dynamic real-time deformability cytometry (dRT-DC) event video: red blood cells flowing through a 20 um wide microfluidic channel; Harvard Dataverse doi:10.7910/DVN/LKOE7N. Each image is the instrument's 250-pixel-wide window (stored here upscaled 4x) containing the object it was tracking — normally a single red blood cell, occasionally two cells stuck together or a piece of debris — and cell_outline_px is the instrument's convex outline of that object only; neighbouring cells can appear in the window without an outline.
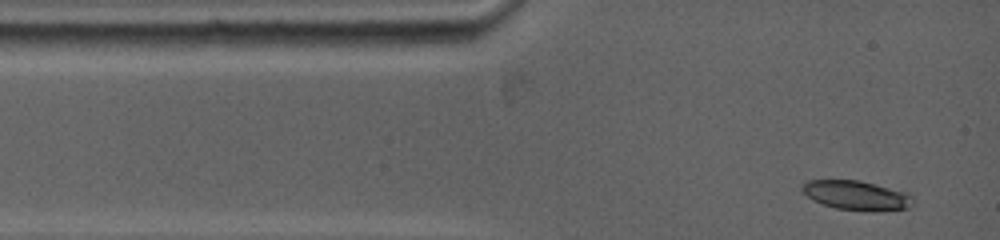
{"species": "common noctule bat (a hibernating species)", "species_latin": "Nyctalus noctula", "temperature_condition": "warm", "stored_images_in_passage": 19, "camera_frame_rate_fps": 5000, "um_per_image_px": 0.085, "animal": {"sex": "female", "body_mass_g": 19.0, "forearm_length_mm": 53.3}, "frame": {"image": 1, "passage_image": 1, "time_ms": 0.0, "image_size_px": [1000, 240], "cell_outline_px": [[912, 204], [908, 208], [876, 212], [872, 212], [836, 208], [812, 200], [800, 188], [800, 184], [808, 180], [860, 180], [908, 192], [912, 196]], "centroid_in_image_um": [72.81, 16.6], "position_along_channel_um": 12.2, "area_um2": 19.19}}
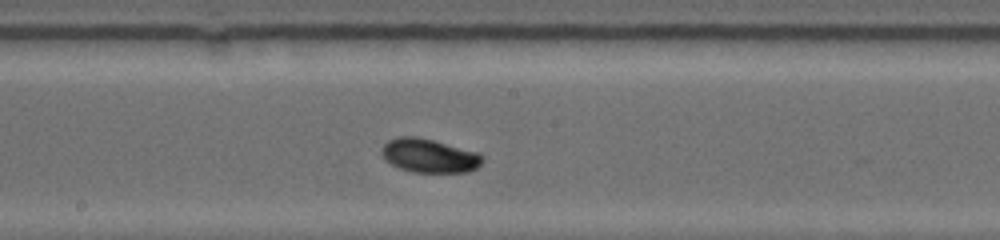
{"frame": {"image": 2, "passage_image": 11, "time_ms": 6.0, "image_size_px": [1000, 240], "cell_outline_px": [[484, 160], [476, 168], [468, 172], [412, 172], [396, 168], [384, 160], [380, 152], [380, 148], [388, 140], [400, 136], [416, 136], [480, 152], [484, 156]], "centroid_in_image_um": [36.46, 13.24], "position_along_channel_um": 211.7, "area_um2": 20.23}}
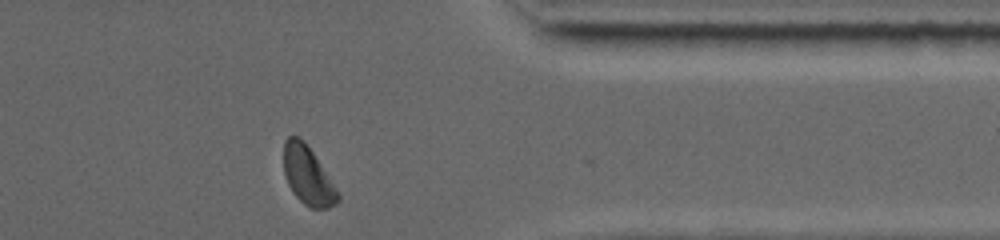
{"frame": {"image": 3, "passage_image": 19, "time_ms": 10.8, "image_size_px": [1000, 240], "cell_outline_px": [[340, 200], [336, 204], [328, 208], [312, 208], [304, 204], [292, 192], [288, 184], [284, 172], [284, 140], [288, 136], [300, 136], [304, 140], [312, 152], [340, 196]], "centroid_in_image_um": [26.13, 14.92], "position_along_channel_um": 385.3, "area_um2": 18.03}, "authors_computed_cell_mechanics": {"area_um2": 18.9584, "velocity_mm_per_s": 3.8713, "shape_relaxation_time_tau1_ms": 2.3792, "shape_relaxation_time_tau2_ms": null, "deformation_change_tau1": 0.0962, "deformation_change_tau2": null}}